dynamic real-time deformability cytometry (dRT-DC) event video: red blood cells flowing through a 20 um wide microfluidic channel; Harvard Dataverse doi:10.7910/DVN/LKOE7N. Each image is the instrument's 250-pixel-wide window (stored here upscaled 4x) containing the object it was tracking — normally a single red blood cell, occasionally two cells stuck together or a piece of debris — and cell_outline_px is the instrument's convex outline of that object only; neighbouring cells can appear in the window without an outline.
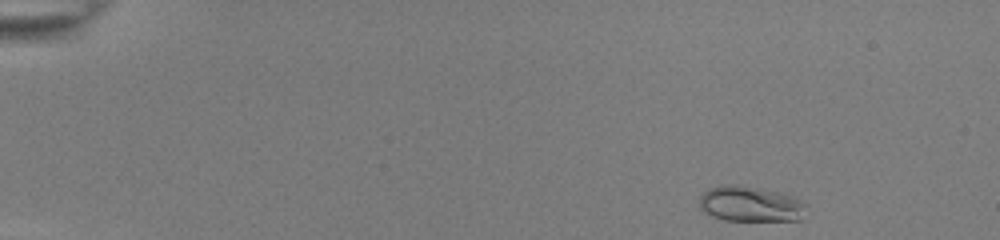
{"species": "common noctule bat (a hibernating species)", "species_latin": "Nyctalus noctula", "temperature_condition": "room temperature", "stored_images_in_passage": 48, "camera_frame_rate_fps": 3000, "um_per_image_px": 0.085, "animal": {"sex": "female", "body_mass_g": 22.0, "forearm_length_mm": 56.7}, "frame": {"image": 1, "passage_image": 1, "time_ms": 0.0, "image_size_px": [1000, 240], "cell_outline_px": [[804, 204], [800, 220], [724, 220], [712, 216], [704, 212], [700, 208], [700, 196], [708, 188], [724, 184], [736, 184], [776, 192], [792, 196], [800, 200]], "centroid_in_image_um": [63.7, 17.33], "position_along_channel_um": 21.3, "area_um2": 21.68}}
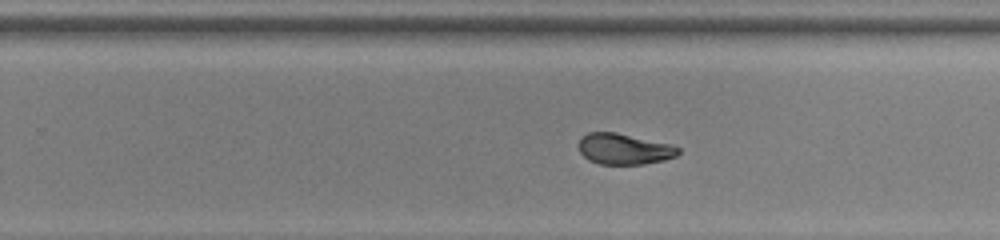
{"frame": {"image": 2, "passage_image": 30, "time_ms": 9.667, "image_size_px": [1000, 240], "cell_outline_px": [[680, 152], [676, 156], [664, 160], [644, 164], [600, 164], [588, 160], [580, 152], [580, 136], [588, 132], [616, 132], [672, 144], [680, 148]], "centroid_in_image_um": [53.06, 12.66], "position_along_channel_um": 276.7, "area_um2": 18.03}}
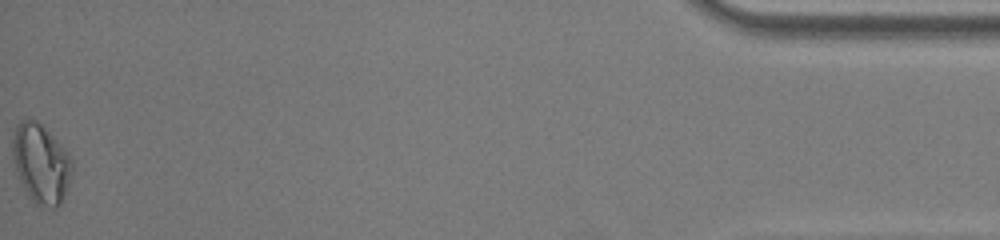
{"frame": {"image": 3, "passage_image": 48, "time_ms": 15.667, "image_size_px": [1000, 240], "cell_outline_px": [[72, 172], [64, 196], [60, 204], [56, 208], [52, 208], [36, 204], [28, 196], [20, 180], [12, 160], [12, 140], [16, 124], [20, 120], [36, 120], [72, 156]], "centroid_in_image_um": [3.47, 13.91], "position_along_channel_um": 431.7, "area_um2": 27.34}, "authors_computed_cell_mechanics": {"area_um2": 19.0451, "velocity_mm_per_s": 3.8852, "shape_relaxation_time_tau1_ms": 4.6969, "shape_relaxation_time_tau2_ms": 0.7244, "deformation_change_tau1": 0.1937, "deformation_change_tau2": 0.0498}}